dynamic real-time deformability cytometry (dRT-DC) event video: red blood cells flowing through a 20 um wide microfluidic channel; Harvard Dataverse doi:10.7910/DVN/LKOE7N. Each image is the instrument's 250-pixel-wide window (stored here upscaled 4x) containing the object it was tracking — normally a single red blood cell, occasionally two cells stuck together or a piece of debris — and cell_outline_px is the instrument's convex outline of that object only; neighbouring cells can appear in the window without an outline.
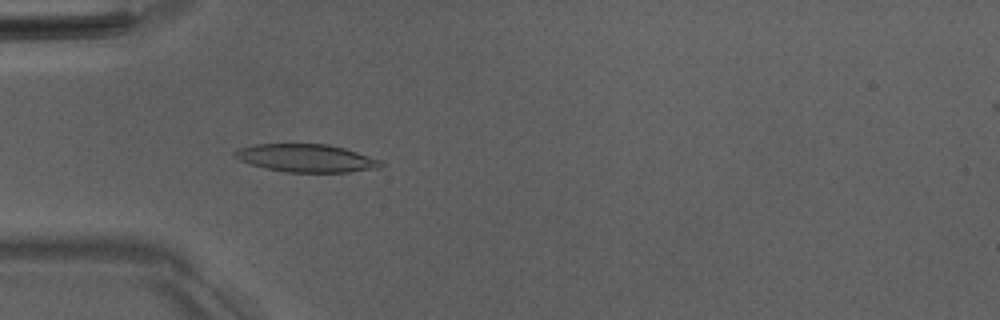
{"species": "Egyptian fruit bat (a non-hibernating species)", "species_latin": "Rousettus aegyptiacus", "temperature_condition": "room temperature", "stored_images_in_passage": 39, "camera_frame_rate_fps": 3000, "um_per_image_px": 0.085, "animal": {"sex": "male"}, "frame": {"image": 1, "passage_image": 3, "time_ms": 0.667, "image_size_px": [1000, 320], "cell_outline_px": [[384, 164], [380, 168], [348, 172], [284, 172], [264, 168], [248, 164], [232, 156], [232, 152], [240, 148], [252, 144], [328, 144], [344, 148], [380, 160]], "centroid_in_image_um": [25.98, 13.44], "position_along_channel_um": 59.0, "area_um2": 23.87}}
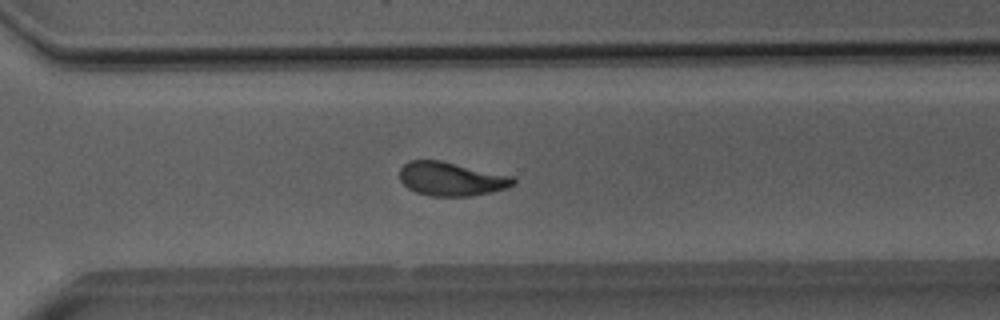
{"frame": {"image": 2, "passage_image": 24, "time_ms": 7.667, "image_size_px": [1000, 320], "cell_outline_px": [[516, 184], [508, 188], [492, 192], [468, 196], [432, 196], [416, 192], [408, 188], [400, 180], [400, 168], [408, 160], [440, 160], [512, 176], [516, 180]], "centroid_in_image_um": [38.36, 15.21], "position_along_channel_um": 332.2, "area_um2": 22.37}}
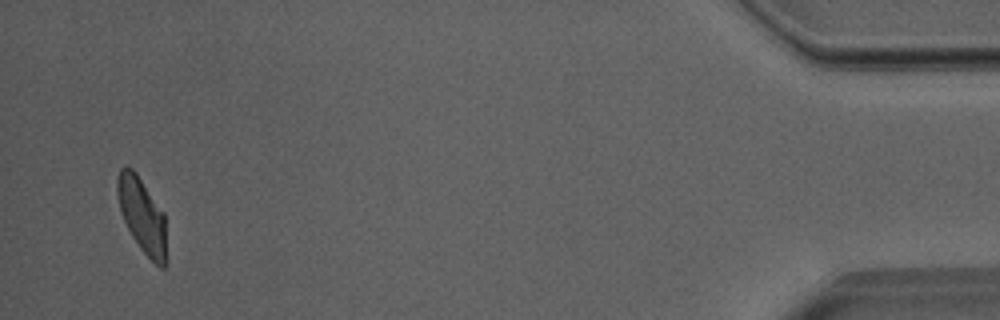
{"frame": {"image": 3, "passage_image": 37, "time_ms": 12.0, "image_size_px": [1000, 320], "cell_outline_px": [[168, 260], [164, 268], [160, 268], [140, 248], [132, 236], [120, 212], [116, 192], [116, 180], [120, 168], [132, 168], [136, 172], [164, 212]], "centroid_in_image_um": [12.1, 18.34], "position_along_channel_um": 423.1, "area_um2": 21.73}, "authors_computed_cell_mechanics": {"area_um2": 22.3686, "velocity_mm_per_s": 3.9817, "shape_relaxation_time_tau1_ms": 4.4588, "shape_relaxation_time_tau2_ms": 1.8666, "deformation_change_tau1": 0.1483, "deformation_change_tau2": 0.0864}}